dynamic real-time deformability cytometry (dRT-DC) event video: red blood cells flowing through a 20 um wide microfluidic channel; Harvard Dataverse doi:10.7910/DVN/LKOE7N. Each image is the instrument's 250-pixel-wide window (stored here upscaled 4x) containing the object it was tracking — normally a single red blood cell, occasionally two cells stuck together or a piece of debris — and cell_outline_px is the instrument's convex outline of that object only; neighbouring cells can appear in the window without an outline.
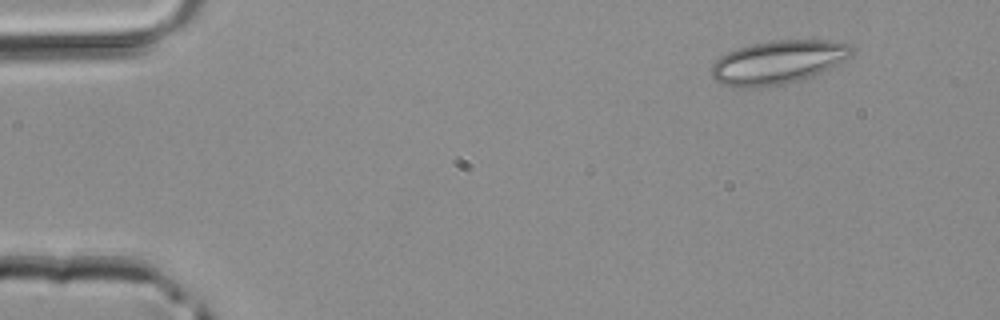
{"species": "common noctule bat (a hibernating species)", "species_latin": "Nyctalus noctula", "temperature_condition": "room temperature", "stored_images_in_passage": 3, "camera_frame_rate_fps": 3000, "um_per_image_px": 0.085, "animal": {"sex": "male", "body_mass_g": 20.4}, "frame": {"image": 1, "passage_image": 1, "time_ms": 0.0, "image_size_px": [1000, 320], "cell_outline_px": [[856, 48], [852, 56], [812, 76], [784, 84], [760, 88], [732, 88], [720, 84], [712, 76], [712, 64], [720, 56], [736, 48], [752, 44], [772, 40], [828, 40], [852, 44]], "centroid_in_image_um": [66.12, 5.29], "position_along_channel_um": 18.9, "area_um2": 35.89}}